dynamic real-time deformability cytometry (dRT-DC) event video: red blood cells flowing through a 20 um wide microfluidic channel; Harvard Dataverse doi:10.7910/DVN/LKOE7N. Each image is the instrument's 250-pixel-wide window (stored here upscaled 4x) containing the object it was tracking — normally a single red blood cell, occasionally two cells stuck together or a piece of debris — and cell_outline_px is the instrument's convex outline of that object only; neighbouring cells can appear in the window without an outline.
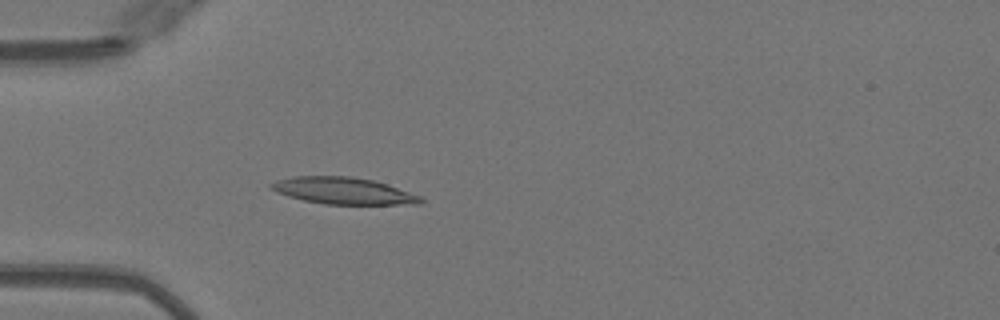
{"species": "Egyptian fruit bat (a non-hibernating species)", "species_latin": "Rousettus aegyptiacus", "temperature_condition": "warm", "stored_images_in_passage": 33, "camera_frame_rate_fps": 3000, "um_per_image_px": 0.085, "animal": {"sex": "female"}, "frame": {"image": 1, "passage_image": 15, "time_ms": 4.667, "image_size_px": [1000, 320], "cell_outline_px": [[424, 200], [420, 204], [324, 204], [304, 200], [288, 196], [276, 192], [268, 188], [268, 184], [276, 180], [292, 176], [352, 176], [372, 180], [420, 196]], "centroid_in_image_um": [29.09, 16.21], "position_along_channel_um": 55.9, "area_um2": 23.18}}
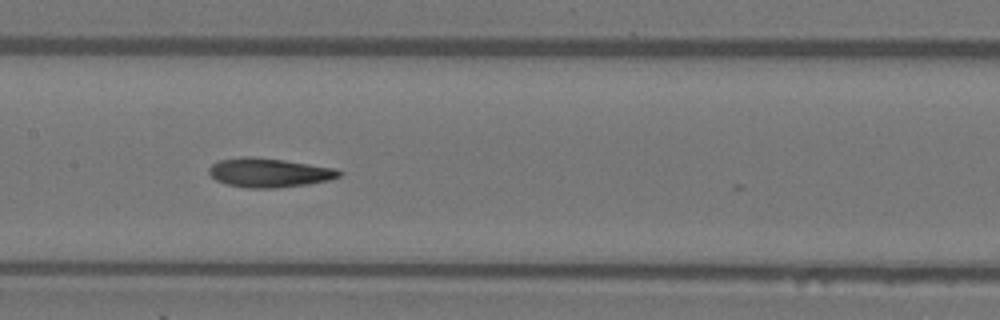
{"frame": {"image": 2, "passage_image": 25, "time_ms": 8.0, "image_size_px": [1000, 320], "cell_outline_px": [[344, 172], [340, 176], [328, 180], [308, 184], [276, 188], [248, 188], [228, 184], [216, 180], [208, 172], [208, 168], [216, 160], [244, 156], [252, 156], [284, 160], [336, 168]], "centroid_in_image_um": [22.87, 14.66], "position_along_channel_um": 184.5, "area_um2": 22.2}}
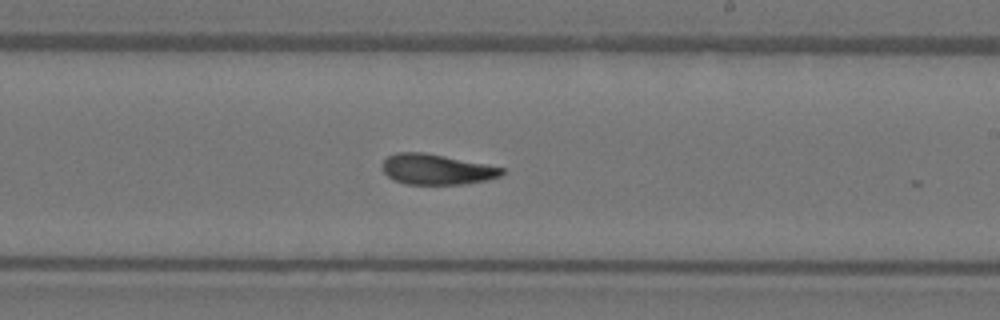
{"frame": {"image": 3, "passage_image": 30, "time_ms": 9.667, "image_size_px": [1000, 320], "cell_outline_px": [[504, 172], [500, 176], [484, 180], [464, 184], [408, 184], [396, 180], [388, 176], [384, 172], [384, 160], [388, 156], [396, 152], [424, 152], [504, 168]], "centroid_in_image_um": [37.1, 14.39], "position_along_channel_um": 251.9, "area_um2": 20.75}}